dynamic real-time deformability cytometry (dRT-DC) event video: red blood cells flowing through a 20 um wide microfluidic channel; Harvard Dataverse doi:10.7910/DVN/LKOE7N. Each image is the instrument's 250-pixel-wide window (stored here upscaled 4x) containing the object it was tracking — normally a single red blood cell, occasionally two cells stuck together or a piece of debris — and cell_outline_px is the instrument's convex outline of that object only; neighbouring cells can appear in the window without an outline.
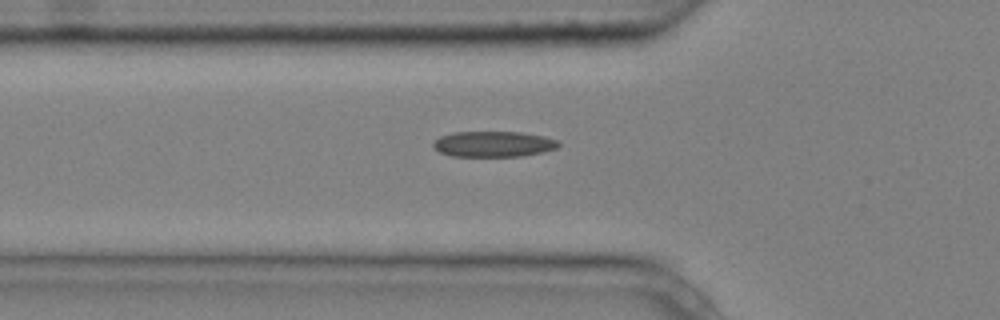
{"species": "common noctule bat (a hibernating species)", "species_latin": "Nyctalus noctula", "temperature_condition": "cold", "stored_images_in_passage": 5, "camera_frame_rate_fps": 3000, "um_per_image_px": 0.085, "animal": {"sex": "male", "body_mass_g": 20.4}, "frame": {"image": 1, "passage_image": 5, "time_ms": 1.333, "image_size_px": [1000, 320], "cell_outline_px": [[560, 144], [556, 148], [540, 152], [520, 156], [452, 156], [440, 152], [432, 148], [432, 140], [440, 136], [452, 132], [520, 132], [544, 136], [560, 140]], "centroid_in_image_um": [41.89, 12.23], "position_along_channel_um": 83.9, "area_um2": 18.84}}